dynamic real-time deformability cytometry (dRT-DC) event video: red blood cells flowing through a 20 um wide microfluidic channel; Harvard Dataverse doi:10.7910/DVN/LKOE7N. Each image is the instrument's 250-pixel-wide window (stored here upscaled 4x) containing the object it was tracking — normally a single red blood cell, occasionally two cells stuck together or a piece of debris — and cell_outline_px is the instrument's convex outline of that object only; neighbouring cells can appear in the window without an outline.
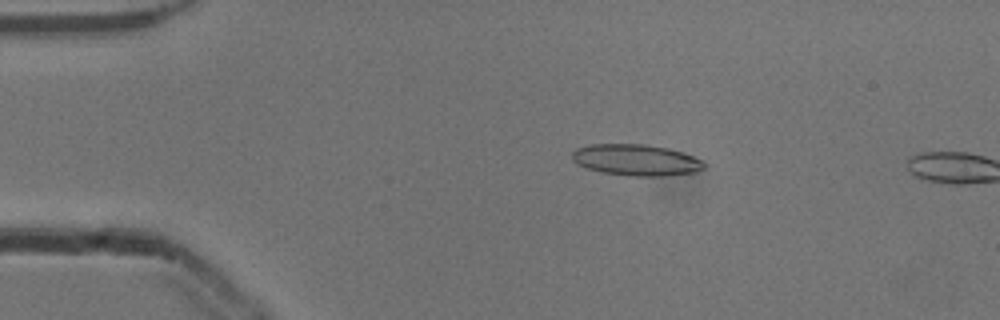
{"species": "common noctule bat (a hibernating species)", "species_latin": "Nyctalus noctula", "temperature_condition": "cold", "stored_images_in_passage": 12, "camera_frame_rate_fps": 3000, "um_per_image_px": 0.085, "animal": {"sex": "male", "body_mass_g": 13.3}, "frame": {"image": 1, "passage_image": 10, "time_ms": 3.0, "image_size_px": [1000, 320], "cell_outline_px": [[704, 168], [692, 172], [664, 176], [632, 176], [600, 172], [576, 164], [572, 160], [572, 152], [576, 148], [592, 144], [644, 144], [668, 148], [692, 156], [700, 160], [704, 164]], "centroid_in_image_um": [54.0, 13.59], "position_along_channel_um": 31.0, "area_um2": 23.87}}